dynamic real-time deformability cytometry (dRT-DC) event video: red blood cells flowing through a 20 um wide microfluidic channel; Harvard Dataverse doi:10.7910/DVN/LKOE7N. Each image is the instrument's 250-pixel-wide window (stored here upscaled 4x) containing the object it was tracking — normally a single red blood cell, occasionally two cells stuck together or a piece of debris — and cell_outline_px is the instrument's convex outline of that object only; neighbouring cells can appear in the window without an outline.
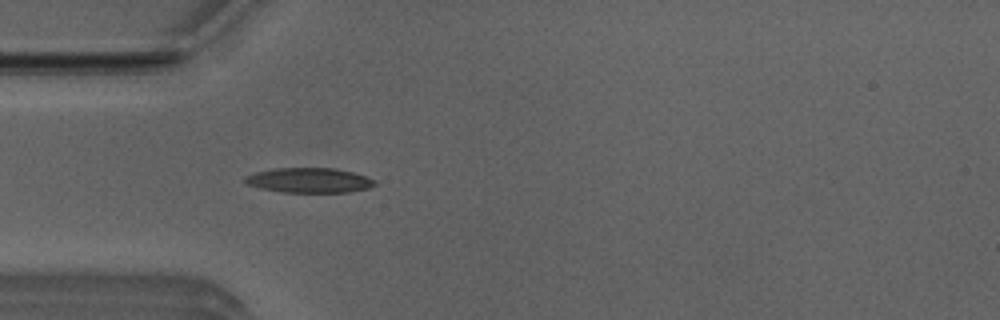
{"species": "Egyptian fruit bat (a non-hibernating species)", "species_latin": "Rousettus aegyptiacus", "temperature_condition": "room temperature", "stored_images_in_passage": 4, "camera_frame_rate_fps": 3000, "um_per_image_px": 0.085, "animal": {"sex": "male"}, "frame": {"image": 1, "passage_image": 4, "time_ms": 1.0, "image_size_px": [1000, 320], "cell_outline_px": [[380, 184], [368, 188], [348, 192], [284, 192], [260, 188], [248, 184], [244, 180], [244, 176], [256, 172], [276, 168], [336, 168], [352, 172], [376, 180]], "centroid_in_image_um": [26.32, 15.32], "position_along_channel_um": 58.7, "area_um2": 18.79}}